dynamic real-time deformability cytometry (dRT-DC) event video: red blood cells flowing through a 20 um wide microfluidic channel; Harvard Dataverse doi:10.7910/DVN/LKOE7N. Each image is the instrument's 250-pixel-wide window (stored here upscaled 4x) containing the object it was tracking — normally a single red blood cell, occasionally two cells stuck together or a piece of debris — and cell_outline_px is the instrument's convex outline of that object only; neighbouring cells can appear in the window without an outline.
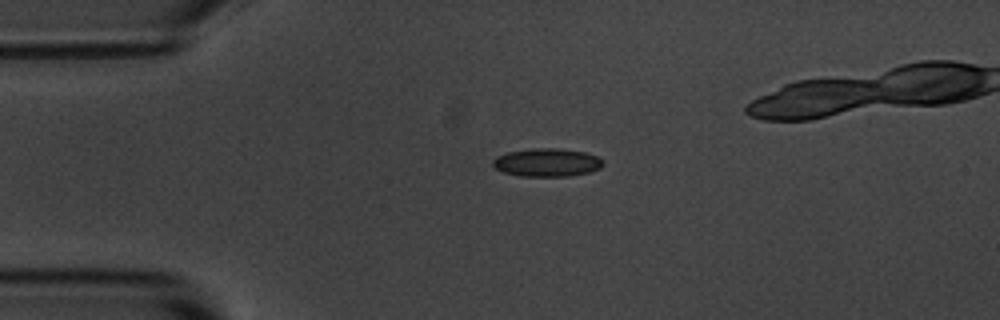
{"species": "common noctule bat (a hibernating species)", "species_latin": "Nyctalus noctula", "temperature_condition": "room temperature", "stored_images_in_passage": 4, "camera_frame_rate_fps": 3000, "um_per_image_px": 0.085, "animal": {"sex": "male", "body_mass_g": 20.1, "forearm_length_mm": 53.5}, "frame": {"image": 1, "passage_image": 1, "time_ms": 0.0, "image_size_px": [1000, 320], "cell_outline_px": [[604, 164], [600, 168], [592, 172], [568, 176], [520, 176], [504, 172], [496, 168], [492, 164], [492, 160], [496, 156], [508, 152], [532, 148], [556, 148], [584, 152], [596, 156], [604, 160]], "centroid_in_image_um": [46.51, 13.81], "position_along_channel_um": 38.5, "area_um2": 18.15}}